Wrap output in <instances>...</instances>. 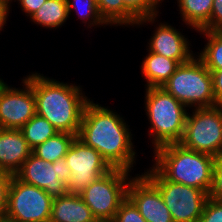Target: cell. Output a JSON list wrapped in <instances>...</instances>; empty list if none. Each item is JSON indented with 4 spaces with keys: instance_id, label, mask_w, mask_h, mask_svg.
Masks as SVG:
<instances>
[{
    "instance_id": "cell-1",
    "label": "cell",
    "mask_w": 222,
    "mask_h": 222,
    "mask_svg": "<svg viewBox=\"0 0 222 222\" xmlns=\"http://www.w3.org/2000/svg\"><path fill=\"white\" fill-rule=\"evenodd\" d=\"M129 130L118 113L90 100L85 106L77 138L98 151L111 168L130 172L136 153Z\"/></svg>"
},
{
    "instance_id": "cell-2",
    "label": "cell",
    "mask_w": 222,
    "mask_h": 222,
    "mask_svg": "<svg viewBox=\"0 0 222 222\" xmlns=\"http://www.w3.org/2000/svg\"><path fill=\"white\" fill-rule=\"evenodd\" d=\"M25 79L33 88L36 114L46 118L59 132L78 135L85 106L90 101L81 87L55 81L40 73L29 74Z\"/></svg>"
},
{
    "instance_id": "cell-3",
    "label": "cell",
    "mask_w": 222,
    "mask_h": 222,
    "mask_svg": "<svg viewBox=\"0 0 222 222\" xmlns=\"http://www.w3.org/2000/svg\"><path fill=\"white\" fill-rule=\"evenodd\" d=\"M153 167L168 181L209 193L217 158L187 149L180 143L154 149Z\"/></svg>"
},
{
    "instance_id": "cell-4",
    "label": "cell",
    "mask_w": 222,
    "mask_h": 222,
    "mask_svg": "<svg viewBox=\"0 0 222 222\" xmlns=\"http://www.w3.org/2000/svg\"><path fill=\"white\" fill-rule=\"evenodd\" d=\"M145 89V110L151 124L149 136L153 139V149L179 143L184 133L187 107L162 87Z\"/></svg>"
},
{
    "instance_id": "cell-5",
    "label": "cell",
    "mask_w": 222,
    "mask_h": 222,
    "mask_svg": "<svg viewBox=\"0 0 222 222\" xmlns=\"http://www.w3.org/2000/svg\"><path fill=\"white\" fill-rule=\"evenodd\" d=\"M162 88L187 108L218 105L213 93L211 72L197 56L180 64Z\"/></svg>"
},
{
    "instance_id": "cell-6",
    "label": "cell",
    "mask_w": 222,
    "mask_h": 222,
    "mask_svg": "<svg viewBox=\"0 0 222 222\" xmlns=\"http://www.w3.org/2000/svg\"><path fill=\"white\" fill-rule=\"evenodd\" d=\"M187 114L182 146L199 153L222 158V105L194 108Z\"/></svg>"
},
{
    "instance_id": "cell-7",
    "label": "cell",
    "mask_w": 222,
    "mask_h": 222,
    "mask_svg": "<svg viewBox=\"0 0 222 222\" xmlns=\"http://www.w3.org/2000/svg\"><path fill=\"white\" fill-rule=\"evenodd\" d=\"M160 192L173 222H198L208 193L166 180L153 166L143 174Z\"/></svg>"
},
{
    "instance_id": "cell-8",
    "label": "cell",
    "mask_w": 222,
    "mask_h": 222,
    "mask_svg": "<svg viewBox=\"0 0 222 222\" xmlns=\"http://www.w3.org/2000/svg\"><path fill=\"white\" fill-rule=\"evenodd\" d=\"M129 176V171L112 168L79 193L95 218L114 219L119 206L127 198Z\"/></svg>"
},
{
    "instance_id": "cell-9",
    "label": "cell",
    "mask_w": 222,
    "mask_h": 222,
    "mask_svg": "<svg viewBox=\"0 0 222 222\" xmlns=\"http://www.w3.org/2000/svg\"><path fill=\"white\" fill-rule=\"evenodd\" d=\"M53 199L45 190L26 184L13 175L5 216L19 222H50Z\"/></svg>"
},
{
    "instance_id": "cell-10",
    "label": "cell",
    "mask_w": 222,
    "mask_h": 222,
    "mask_svg": "<svg viewBox=\"0 0 222 222\" xmlns=\"http://www.w3.org/2000/svg\"><path fill=\"white\" fill-rule=\"evenodd\" d=\"M70 172L65 158L51 163L31 153L14 176L26 184L45 190L55 198L68 193L66 185L70 180Z\"/></svg>"
},
{
    "instance_id": "cell-11",
    "label": "cell",
    "mask_w": 222,
    "mask_h": 222,
    "mask_svg": "<svg viewBox=\"0 0 222 222\" xmlns=\"http://www.w3.org/2000/svg\"><path fill=\"white\" fill-rule=\"evenodd\" d=\"M65 160L71 171L66 190L72 194L81 193L93 181L112 169L98 151L85 145L77 137L69 147Z\"/></svg>"
},
{
    "instance_id": "cell-12",
    "label": "cell",
    "mask_w": 222,
    "mask_h": 222,
    "mask_svg": "<svg viewBox=\"0 0 222 222\" xmlns=\"http://www.w3.org/2000/svg\"><path fill=\"white\" fill-rule=\"evenodd\" d=\"M24 89L0 84V128L20 129L36 114V99L31 84L24 78Z\"/></svg>"
},
{
    "instance_id": "cell-13",
    "label": "cell",
    "mask_w": 222,
    "mask_h": 222,
    "mask_svg": "<svg viewBox=\"0 0 222 222\" xmlns=\"http://www.w3.org/2000/svg\"><path fill=\"white\" fill-rule=\"evenodd\" d=\"M127 197L147 222H173L159 190L143 173L131 179Z\"/></svg>"
},
{
    "instance_id": "cell-14",
    "label": "cell",
    "mask_w": 222,
    "mask_h": 222,
    "mask_svg": "<svg viewBox=\"0 0 222 222\" xmlns=\"http://www.w3.org/2000/svg\"><path fill=\"white\" fill-rule=\"evenodd\" d=\"M159 24L148 43V51L179 61L181 64L189 62L195 55L190 50L188 39L175 27L167 23Z\"/></svg>"
},
{
    "instance_id": "cell-15",
    "label": "cell",
    "mask_w": 222,
    "mask_h": 222,
    "mask_svg": "<svg viewBox=\"0 0 222 222\" xmlns=\"http://www.w3.org/2000/svg\"><path fill=\"white\" fill-rule=\"evenodd\" d=\"M31 153L20 129L0 128V170L15 175Z\"/></svg>"
},
{
    "instance_id": "cell-16",
    "label": "cell",
    "mask_w": 222,
    "mask_h": 222,
    "mask_svg": "<svg viewBox=\"0 0 222 222\" xmlns=\"http://www.w3.org/2000/svg\"><path fill=\"white\" fill-rule=\"evenodd\" d=\"M94 219L79 194L67 193L53 199L50 222H92Z\"/></svg>"
},
{
    "instance_id": "cell-17",
    "label": "cell",
    "mask_w": 222,
    "mask_h": 222,
    "mask_svg": "<svg viewBox=\"0 0 222 222\" xmlns=\"http://www.w3.org/2000/svg\"><path fill=\"white\" fill-rule=\"evenodd\" d=\"M180 64L179 61L149 51L141 65L142 74L147 81L146 88L162 87Z\"/></svg>"
},
{
    "instance_id": "cell-18",
    "label": "cell",
    "mask_w": 222,
    "mask_h": 222,
    "mask_svg": "<svg viewBox=\"0 0 222 222\" xmlns=\"http://www.w3.org/2000/svg\"><path fill=\"white\" fill-rule=\"evenodd\" d=\"M177 3L181 19L195 31L203 30L209 24L213 0H177Z\"/></svg>"
},
{
    "instance_id": "cell-19",
    "label": "cell",
    "mask_w": 222,
    "mask_h": 222,
    "mask_svg": "<svg viewBox=\"0 0 222 222\" xmlns=\"http://www.w3.org/2000/svg\"><path fill=\"white\" fill-rule=\"evenodd\" d=\"M30 18L44 28L62 26L69 18L67 0H47Z\"/></svg>"
},
{
    "instance_id": "cell-20",
    "label": "cell",
    "mask_w": 222,
    "mask_h": 222,
    "mask_svg": "<svg viewBox=\"0 0 222 222\" xmlns=\"http://www.w3.org/2000/svg\"><path fill=\"white\" fill-rule=\"evenodd\" d=\"M76 137L77 135L68 132H58L55 136L48 138L32 149V153L45 161L55 163L57 160L65 158Z\"/></svg>"
},
{
    "instance_id": "cell-21",
    "label": "cell",
    "mask_w": 222,
    "mask_h": 222,
    "mask_svg": "<svg viewBox=\"0 0 222 222\" xmlns=\"http://www.w3.org/2000/svg\"><path fill=\"white\" fill-rule=\"evenodd\" d=\"M101 17L107 24L136 25L139 21L124 5L122 0H96Z\"/></svg>"
},
{
    "instance_id": "cell-22",
    "label": "cell",
    "mask_w": 222,
    "mask_h": 222,
    "mask_svg": "<svg viewBox=\"0 0 222 222\" xmlns=\"http://www.w3.org/2000/svg\"><path fill=\"white\" fill-rule=\"evenodd\" d=\"M20 130L31 149L59 132L46 118L38 114H35Z\"/></svg>"
},
{
    "instance_id": "cell-23",
    "label": "cell",
    "mask_w": 222,
    "mask_h": 222,
    "mask_svg": "<svg viewBox=\"0 0 222 222\" xmlns=\"http://www.w3.org/2000/svg\"><path fill=\"white\" fill-rule=\"evenodd\" d=\"M208 40L197 57L209 70H222V30L198 31Z\"/></svg>"
},
{
    "instance_id": "cell-24",
    "label": "cell",
    "mask_w": 222,
    "mask_h": 222,
    "mask_svg": "<svg viewBox=\"0 0 222 222\" xmlns=\"http://www.w3.org/2000/svg\"><path fill=\"white\" fill-rule=\"evenodd\" d=\"M81 4L83 6H81ZM67 5L69 15L71 14V10H76V13L78 12L81 20H83L82 22L87 23V20L89 21L91 19L92 21L90 20L88 22L90 23L88 24L90 28L92 27V25H108L99 13L96 0H67Z\"/></svg>"
},
{
    "instance_id": "cell-25",
    "label": "cell",
    "mask_w": 222,
    "mask_h": 222,
    "mask_svg": "<svg viewBox=\"0 0 222 222\" xmlns=\"http://www.w3.org/2000/svg\"><path fill=\"white\" fill-rule=\"evenodd\" d=\"M125 7L139 20L136 25L154 23L158 7L151 0H122ZM157 8V9H156Z\"/></svg>"
},
{
    "instance_id": "cell-26",
    "label": "cell",
    "mask_w": 222,
    "mask_h": 222,
    "mask_svg": "<svg viewBox=\"0 0 222 222\" xmlns=\"http://www.w3.org/2000/svg\"><path fill=\"white\" fill-rule=\"evenodd\" d=\"M113 220L114 222H147L128 197L119 206Z\"/></svg>"
},
{
    "instance_id": "cell-27",
    "label": "cell",
    "mask_w": 222,
    "mask_h": 222,
    "mask_svg": "<svg viewBox=\"0 0 222 222\" xmlns=\"http://www.w3.org/2000/svg\"><path fill=\"white\" fill-rule=\"evenodd\" d=\"M198 222H222V201L208 197Z\"/></svg>"
},
{
    "instance_id": "cell-28",
    "label": "cell",
    "mask_w": 222,
    "mask_h": 222,
    "mask_svg": "<svg viewBox=\"0 0 222 222\" xmlns=\"http://www.w3.org/2000/svg\"><path fill=\"white\" fill-rule=\"evenodd\" d=\"M208 195L212 199L222 201V158H218L215 162L212 185Z\"/></svg>"
},
{
    "instance_id": "cell-29",
    "label": "cell",
    "mask_w": 222,
    "mask_h": 222,
    "mask_svg": "<svg viewBox=\"0 0 222 222\" xmlns=\"http://www.w3.org/2000/svg\"><path fill=\"white\" fill-rule=\"evenodd\" d=\"M12 174L0 170V217L5 215L7 208L8 189Z\"/></svg>"
},
{
    "instance_id": "cell-30",
    "label": "cell",
    "mask_w": 222,
    "mask_h": 222,
    "mask_svg": "<svg viewBox=\"0 0 222 222\" xmlns=\"http://www.w3.org/2000/svg\"><path fill=\"white\" fill-rule=\"evenodd\" d=\"M203 30H222V0H213L209 24Z\"/></svg>"
},
{
    "instance_id": "cell-31",
    "label": "cell",
    "mask_w": 222,
    "mask_h": 222,
    "mask_svg": "<svg viewBox=\"0 0 222 222\" xmlns=\"http://www.w3.org/2000/svg\"><path fill=\"white\" fill-rule=\"evenodd\" d=\"M212 76L213 93L216 103L222 105V70H209Z\"/></svg>"
},
{
    "instance_id": "cell-32",
    "label": "cell",
    "mask_w": 222,
    "mask_h": 222,
    "mask_svg": "<svg viewBox=\"0 0 222 222\" xmlns=\"http://www.w3.org/2000/svg\"><path fill=\"white\" fill-rule=\"evenodd\" d=\"M17 1L21 5V9L27 14V16L30 17L47 0H17Z\"/></svg>"
},
{
    "instance_id": "cell-33",
    "label": "cell",
    "mask_w": 222,
    "mask_h": 222,
    "mask_svg": "<svg viewBox=\"0 0 222 222\" xmlns=\"http://www.w3.org/2000/svg\"><path fill=\"white\" fill-rule=\"evenodd\" d=\"M10 4L4 1H0V31L6 23L8 18Z\"/></svg>"
},
{
    "instance_id": "cell-34",
    "label": "cell",
    "mask_w": 222,
    "mask_h": 222,
    "mask_svg": "<svg viewBox=\"0 0 222 222\" xmlns=\"http://www.w3.org/2000/svg\"><path fill=\"white\" fill-rule=\"evenodd\" d=\"M0 222H19V221L10 219V218H8L7 216L4 215V216L0 217Z\"/></svg>"
},
{
    "instance_id": "cell-35",
    "label": "cell",
    "mask_w": 222,
    "mask_h": 222,
    "mask_svg": "<svg viewBox=\"0 0 222 222\" xmlns=\"http://www.w3.org/2000/svg\"><path fill=\"white\" fill-rule=\"evenodd\" d=\"M92 222H114L113 219H99L95 218Z\"/></svg>"
},
{
    "instance_id": "cell-36",
    "label": "cell",
    "mask_w": 222,
    "mask_h": 222,
    "mask_svg": "<svg viewBox=\"0 0 222 222\" xmlns=\"http://www.w3.org/2000/svg\"><path fill=\"white\" fill-rule=\"evenodd\" d=\"M157 7H159L158 5L161 3V1L163 0H151Z\"/></svg>"
},
{
    "instance_id": "cell-37",
    "label": "cell",
    "mask_w": 222,
    "mask_h": 222,
    "mask_svg": "<svg viewBox=\"0 0 222 222\" xmlns=\"http://www.w3.org/2000/svg\"><path fill=\"white\" fill-rule=\"evenodd\" d=\"M0 1H4V2H7V3H11L12 2V0H0ZM11 1V2H10Z\"/></svg>"
}]
</instances>
